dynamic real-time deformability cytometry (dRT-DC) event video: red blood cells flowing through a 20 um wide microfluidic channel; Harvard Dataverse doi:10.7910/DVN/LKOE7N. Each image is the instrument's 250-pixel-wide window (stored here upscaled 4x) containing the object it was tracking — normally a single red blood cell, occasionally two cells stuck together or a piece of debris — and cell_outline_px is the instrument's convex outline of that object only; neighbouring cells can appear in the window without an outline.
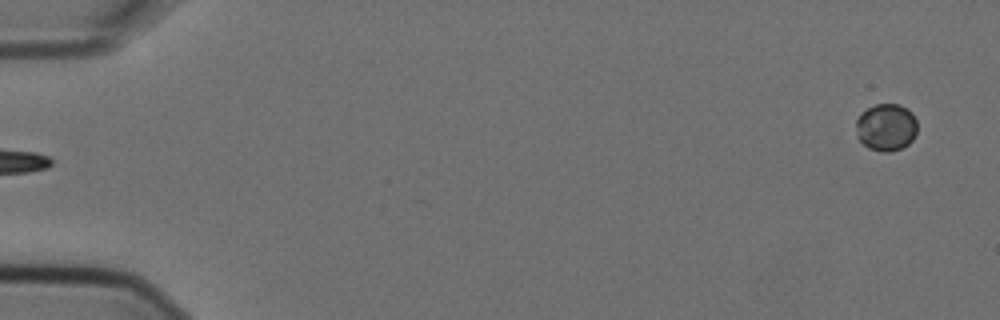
{"species": "Egyptian fruit bat (a non-hibernating species)", "species_latin": "Rousettus aegyptiacus", "temperature_condition": "cold", "stored_images_in_passage": 5, "segment_of_instrument_passage": [2, 2], "camera_frame_rate_fps": 3000, "um_per_image_px": 0.085, "animal": {"sex": "female"}, "frame": {"image": 1, "passage_image": 5, "time_ms": 1.333, "image_size_px": [1000, 320], "cell_outline_px": [[916, 132], [912, 140], [908, 144], [900, 148], [888, 152], [880, 152], [868, 148], [856, 136], [856, 120], [860, 112], [876, 104], [900, 104], [912, 112], [916, 120]], "centroid_in_image_um": [75.3, 10.81], "position_along_channel_um": 9.7, "area_um2": 16.99}}